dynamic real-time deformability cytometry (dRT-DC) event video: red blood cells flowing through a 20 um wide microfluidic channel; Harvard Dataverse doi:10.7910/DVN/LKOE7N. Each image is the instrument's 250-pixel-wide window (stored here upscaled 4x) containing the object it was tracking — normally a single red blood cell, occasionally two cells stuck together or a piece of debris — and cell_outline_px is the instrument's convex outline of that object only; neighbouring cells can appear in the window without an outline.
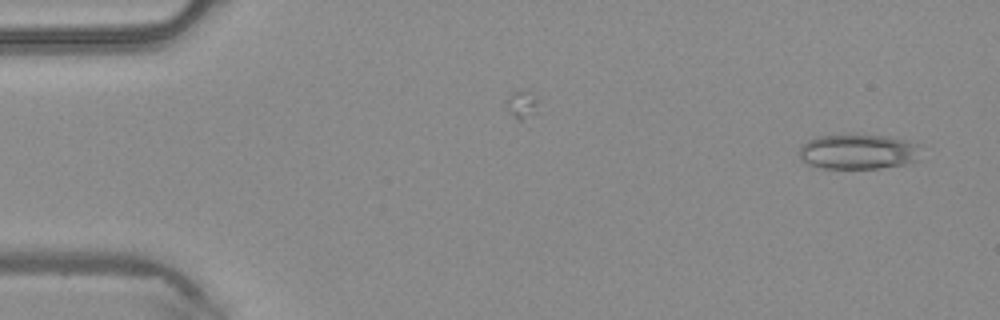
{"species": "common noctule bat (a hibernating species)", "species_latin": "Nyctalus noctula", "temperature_condition": "warm", "stored_images_in_passage": 47, "camera_frame_rate_fps": 3000, "um_per_image_px": 0.085, "animal": {"sex": "male", "body_mass_g": 20.4}, "frame": {"image": 1, "passage_image": 2, "time_ms": 0.333, "image_size_px": [1000, 320], "cell_outline_px": [[924, 144], [916, 160], [904, 164], [880, 168], [820, 168], [808, 164], [800, 160], [800, 144], [816, 136], [848, 132], [888, 136], [908, 140]], "centroid_in_image_um": [72.95, 12.84], "position_along_channel_um": 12.0, "area_um2": 25.95}}
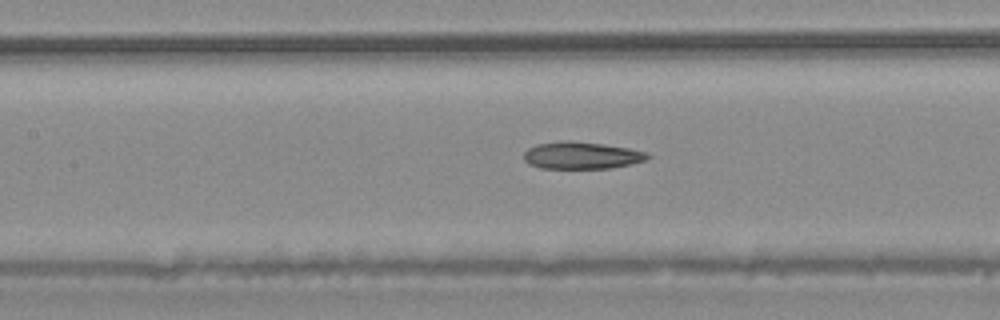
{"frame": {"image": 2, "passage_image": 21, "time_ms": 6.667, "image_size_px": [1000, 320], "cell_outline_px": [[652, 156], [648, 160], [632, 164], [612, 168], [540, 168], [528, 164], [524, 160], [524, 152], [528, 148], [536, 144], [564, 140], [604, 144], [628, 148], [648, 152]], "centroid_in_image_um": [49.46, 13.21], "position_along_channel_um": 157.9, "area_um2": 19.77}}
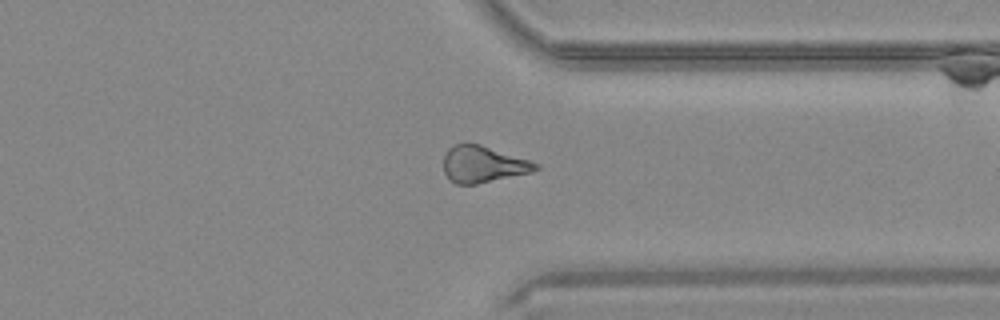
{"frame": {"image": 3, "passage_image": 36, "time_ms": 11.667, "image_size_px": [1000, 320], "cell_outline_px": [[540, 168], [532, 172], [476, 184], [456, 184], [448, 180], [444, 172], [444, 156], [448, 148], [452, 144], [464, 140], [480, 144], [540, 164]], "centroid_in_image_um": [41.01, 13.93], "position_along_channel_um": 370.4, "area_um2": 19.94}, "authors_computed_cell_mechanics": {"area_um2": 20.4612, "velocity_mm_per_s": 4.2708, "shape_relaxation_time_tau1_ms": 6.0768, "shape_relaxation_time_tau2_ms": 4.4163, "deformation_change_tau1": 0.1575, "deformation_change_tau2": 0.161}}